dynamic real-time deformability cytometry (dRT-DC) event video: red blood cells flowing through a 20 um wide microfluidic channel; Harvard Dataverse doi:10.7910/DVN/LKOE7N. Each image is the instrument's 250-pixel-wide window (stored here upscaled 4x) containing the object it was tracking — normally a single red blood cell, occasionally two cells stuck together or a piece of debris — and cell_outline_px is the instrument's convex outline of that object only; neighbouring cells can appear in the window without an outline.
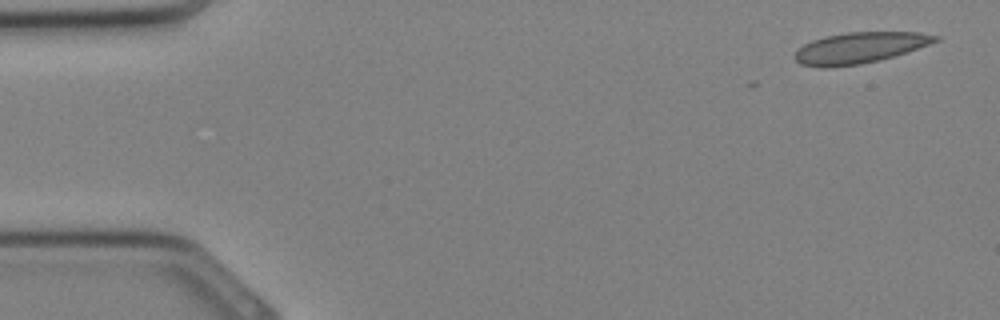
{"species": "Egyptian fruit bat (a non-hibernating species)", "species_latin": "Rousettus aegyptiacus", "temperature_condition": "cold", "stored_images_in_passage": 2, "camera_frame_rate_fps": 3000, "um_per_image_px": 0.085, "animal": {"sex": "female"}, "frame": {"image": 1, "passage_image": 2, "time_ms": 0.333, "image_size_px": [1000, 320], "cell_outline_px": [[940, 40], [880, 60], [860, 64], [828, 68], [820, 68], [800, 64], [792, 56], [804, 44], [812, 40], [828, 36], [848, 32], [920, 32], [940, 36]], "centroid_in_image_um": [73.03, 4.07], "position_along_channel_um": 12.0, "area_um2": 25.2}}